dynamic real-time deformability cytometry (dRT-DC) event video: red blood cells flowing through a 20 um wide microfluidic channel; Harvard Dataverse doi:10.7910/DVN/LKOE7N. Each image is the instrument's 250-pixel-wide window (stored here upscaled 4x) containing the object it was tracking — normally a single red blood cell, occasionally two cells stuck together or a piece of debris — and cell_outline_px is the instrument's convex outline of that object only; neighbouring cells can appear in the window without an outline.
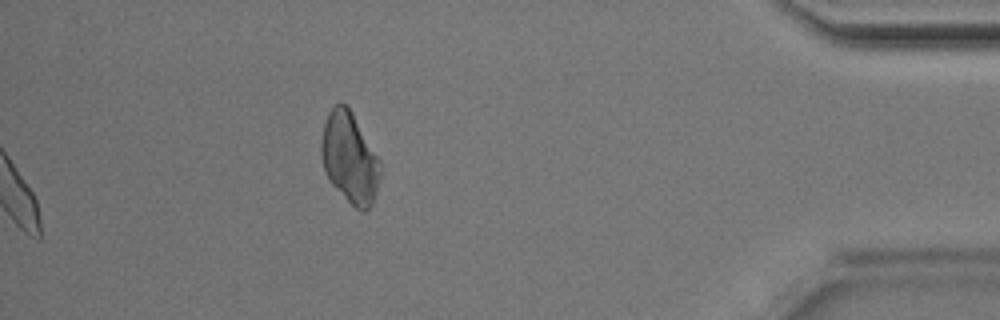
{"species": "Egyptian fruit bat (a non-hibernating species)", "species_latin": "Rousettus aegyptiacus", "temperature_condition": "room temperature", "stored_images_in_passage": 36, "camera_frame_rate_fps": 3000, "um_per_image_px": 0.085, "animal": {"sex": "male"}, "frame": {"image": 1, "passage_image": 36, "time_ms": 11.667, "image_size_px": [1000, 320], "cell_outline_px": [[380, 176], [376, 192], [372, 204], [364, 212], [356, 208], [328, 180], [324, 172], [320, 156], [320, 144], [324, 124], [328, 112], [336, 104], [344, 104], [352, 112], [380, 160]], "centroid_in_image_um": [29.7, 13.42], "position_along_channel_um": 405.5, "area_um2": 30.98}}